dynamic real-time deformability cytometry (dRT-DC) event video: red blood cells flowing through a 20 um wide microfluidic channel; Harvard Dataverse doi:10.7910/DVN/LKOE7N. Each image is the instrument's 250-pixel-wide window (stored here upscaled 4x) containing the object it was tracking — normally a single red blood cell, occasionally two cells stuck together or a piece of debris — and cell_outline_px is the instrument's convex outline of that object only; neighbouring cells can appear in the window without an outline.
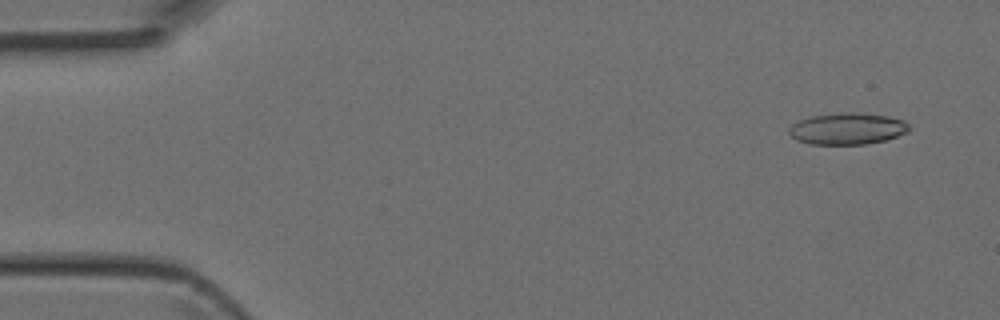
{"species": "Egyptian fruit bat (a non-hibernating species)", "species_latin": "Rousettus aegyptiacus", "temperature_condition": "room temperature", "stored_images_in_passage": 4, "segment_of_instrument_passage": [2, 2], "camera_frame_rate_fps": 3000, "um_per_image_px": 0.085, "animal": {"sex": "female"}, "frame": {"image": 1, "passage_image": 4, "time_ms": 1.0, "image_size_px": [1000, 320], "cell_outline_px": [[912, 128], [908, 132], [884, 140], [868, 144], [808, 144], [796, 140], [788, 132], [788, 128], [792, 124], [800, 120], [812, 116], [848, 112], [888, 116], [904, 120]], "centroid_in_image_um": [72.03, 10.95], "position_along_channel_um": 13.0, "area_um2": 22.02}}